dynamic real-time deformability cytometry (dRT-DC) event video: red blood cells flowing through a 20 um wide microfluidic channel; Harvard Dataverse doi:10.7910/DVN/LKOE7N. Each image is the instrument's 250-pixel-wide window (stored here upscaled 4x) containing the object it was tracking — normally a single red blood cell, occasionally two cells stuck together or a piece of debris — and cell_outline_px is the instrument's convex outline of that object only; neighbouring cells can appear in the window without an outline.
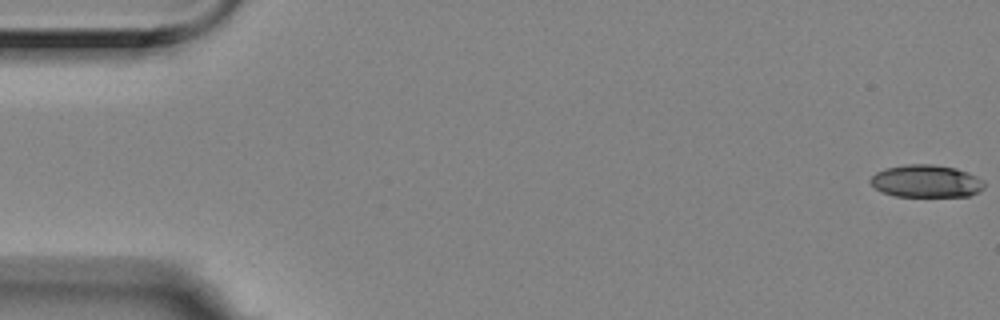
{"species": "Egyptian fruit bat (a non-hibernating species)", "species_latin": "Rousettus aegyptiacus", "temperature_condition": "room temperature", "stored_images_in_passage": 21, "camera_frame_rate_fps": 3000, "um_per_image_px": 0.085, "animal": {"sex": "female"}, "frame": {"image": 1, "passage_image": 1, "time_ms": 0.0, "image_size_px": [1000, 320], "cell_outline_px": [[984, 188], [968, 196], [896, 196], [880, 192], [868, 180], [876, 172], [884, 168], [904, 164], [932, 164], [956, 168], [968, 172], [984, 180]], "centroid_in_image_um": [78.7, 15.39], "position_along_channel_um": 6.3, "area_um2": 21.68}}